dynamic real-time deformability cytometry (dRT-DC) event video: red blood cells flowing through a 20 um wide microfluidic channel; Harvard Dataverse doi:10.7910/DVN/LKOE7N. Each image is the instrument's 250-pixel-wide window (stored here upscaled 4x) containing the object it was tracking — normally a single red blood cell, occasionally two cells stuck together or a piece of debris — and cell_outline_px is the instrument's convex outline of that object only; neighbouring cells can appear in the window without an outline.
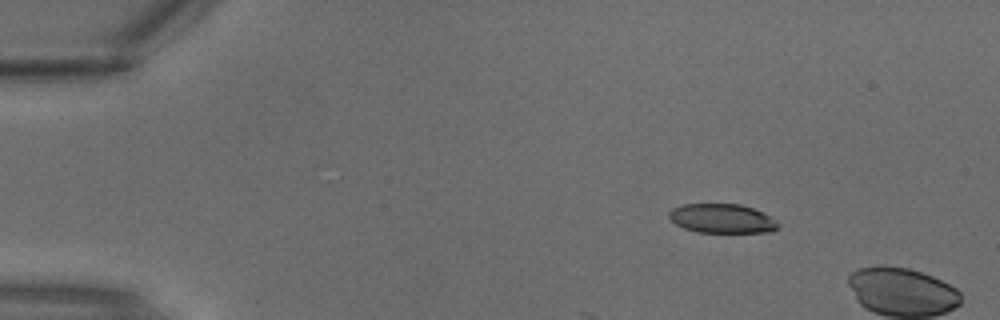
{"species": "common noctule bat (a hibernating species)", "species_latin": "Nyctalus noctula", "temperature_condition": "warm", "stored_images_in_passage": 3, "segment_of_instrument_passage": [1, 2], "camera_frame_rate_fps": 3000, "um_per_image_px": 0.085, "animal": {"sex": "male", "body_mass_g": 18.8}, "frame": {"image": 1, "passage_image": 1, "time_ms": 0.0, "image_size_px": [1000, 320], "cell_outline_px": [[780, 228], [772, 232], [696, 232], [684, 228], [676, 224], [668, 216], [668, 212], [672, 208], [684, 204], [740, 204], [752, 208], [776, 220], [780, 224]], "centroid_in_image_um": [61.37, 18.58], "position_along_channel_um": 23.6, "area_um2": 18.55}}